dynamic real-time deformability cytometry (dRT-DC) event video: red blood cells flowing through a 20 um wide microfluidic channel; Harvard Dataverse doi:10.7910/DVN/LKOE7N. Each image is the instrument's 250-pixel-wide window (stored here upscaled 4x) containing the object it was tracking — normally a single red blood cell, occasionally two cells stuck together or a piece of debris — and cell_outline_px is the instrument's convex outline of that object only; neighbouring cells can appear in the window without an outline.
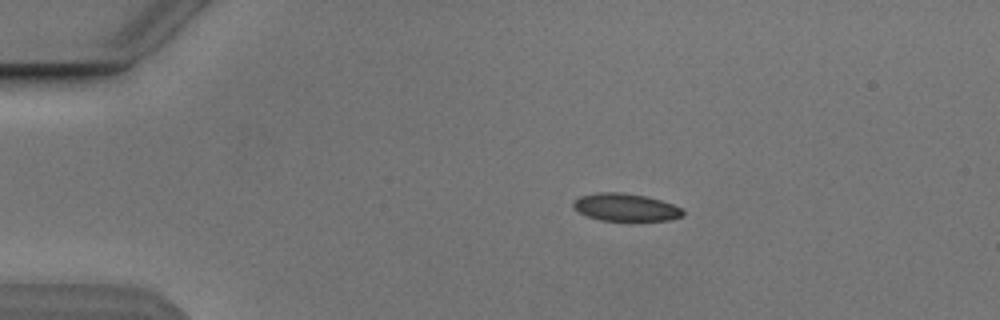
{"species": "Egyptian fruit bat (a non-hibernating species)", "species_latin": "Rousettus aegyptiacus", "temperature_condition": "cold", "stored_images_in_passage": 5, "camera_frame_rate_fps": 3000, "um_per_image_px": 0.085, "animal": {"sex": "male"}, "frame": {"image": 1, "passage_image": 4, "time_ms": 3.333, "image_size_px": [1000, 320], "cell_outline_px": [[684, 216], [668, 220], [600, 220], [588, 216], [572, 208], [572, 200], [580, 196], [596, 192], [620, 192], [644, 196], [660, 200], [672, 204], [680, 208], [684, 212]], "centroid_in_image_um": [53.13, 17.61], "position_along_channel_um": 31.9, "area_um2": 17.51}}